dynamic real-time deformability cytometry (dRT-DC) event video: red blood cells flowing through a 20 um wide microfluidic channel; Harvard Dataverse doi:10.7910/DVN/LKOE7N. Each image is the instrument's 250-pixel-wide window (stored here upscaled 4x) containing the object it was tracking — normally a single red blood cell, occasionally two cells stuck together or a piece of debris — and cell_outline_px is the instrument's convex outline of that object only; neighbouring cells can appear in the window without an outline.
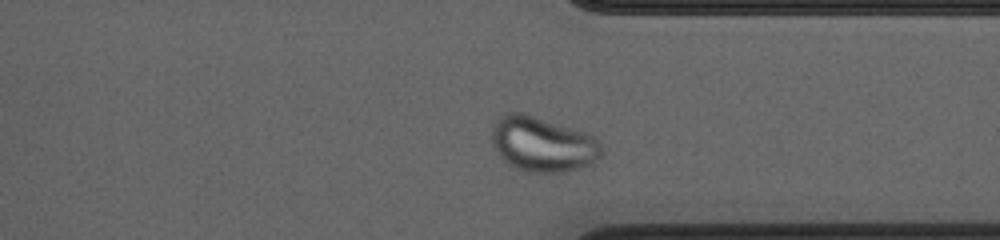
{"species": "common noctule bat (a hibernating species)", "species_latin": "Nyctalus noctula", "temperature_condition": "cold", "stored_images_in_passage": 37, "camera_frame_rate_fps": 3000, "um_per_image_px": 0.085, "animal": {"sex": "female", "body_mass_g": 23.0, "forearm_length_mm": 53.4}, "frame": {"image": 1, "passage_image": 32, "time_ms": 10.333, "image_size_px": [1000, 240], "cell_outline_px": [[600, 156], [592, 164], [568, 172], [528, 172], [512, 168], [500, 156], [492, 144], [492, 128], [500, 116], [504, 112], [524, 112], [584, 132], [600, 140]], "centroid_in_image_um": [46.1, 12.26], "position_along_channel_um": 365.3, "area_um2": 35.32}}